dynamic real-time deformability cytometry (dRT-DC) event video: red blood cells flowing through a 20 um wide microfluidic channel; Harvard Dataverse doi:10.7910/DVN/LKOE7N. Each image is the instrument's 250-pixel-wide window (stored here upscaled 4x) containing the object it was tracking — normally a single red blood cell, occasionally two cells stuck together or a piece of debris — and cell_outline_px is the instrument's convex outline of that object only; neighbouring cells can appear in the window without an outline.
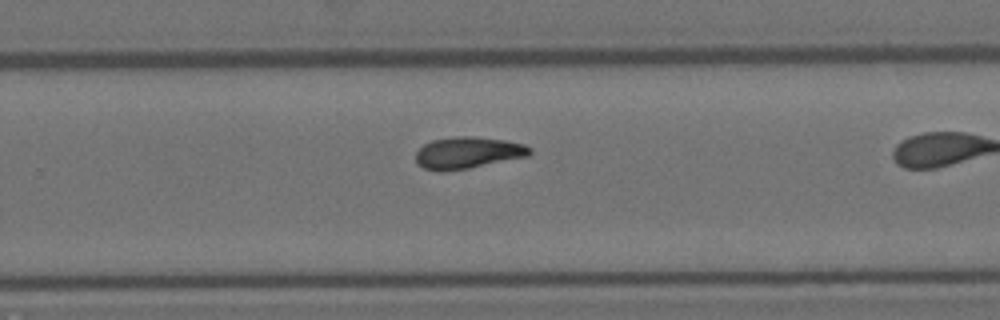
{"species": "Egyptian fruit bat (a non-hibernating species)", "species_latin": "Rousettus aegyptiacus", "temperature_condition": "room temperature", "stored_images_in_passage": 29, "camera_frame_rate_fps": 3000, "um_per_image_px": 0.085, "animal": {"sex": "female"}, "frame": {"image": 1, "passage_image": 16, "time_ms": 5.0, "image_size_px": [1000, 320], "cell_outline_px": [[532, 152], [528, 156], [468, 168], [444, 172], [424, 168], [416, 164], [416, 152], [424, 144], [432, 140], [456, 136], [472, 136], [504, 140], [524, 144], [532, 148]], "centroid_in_image_um": [39.75, 12.98], "position_along_channel_um": 290.0, "area_um2": 21.04}}
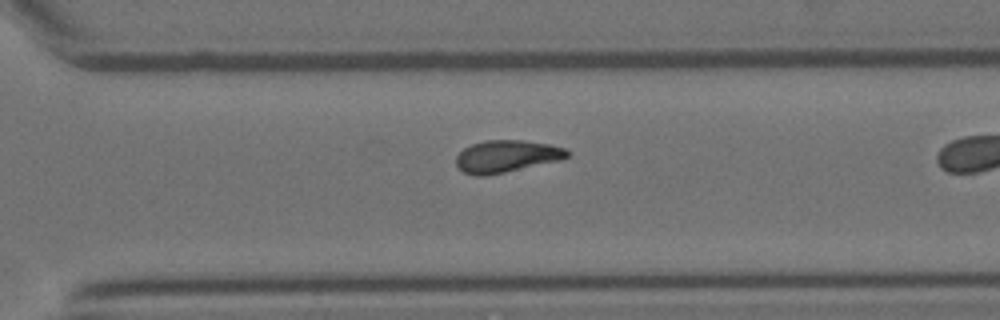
{"frame": {"image": 2, "passage_image": 19, "time_ms": 6.0, "image_size_px": [1000, 320], "cell_outline_px": [[572, 152], [568, 156], [560, 160], [504, 172], [484, 176], [476, 176], [464, 172], [456, 164], [456, 156], [464, 148], [472, 144], [484, 140], [524, 140], [548, 144], [564, 148]], "centroid_in_image_um": [43.05, 13.27], "position_along_channel_um": 327.5, "area_um2": 20.69}, "authors_computed_cell_mechanics": {"area_um2": 20.4034, "velocity_mm_per_s": 3.7376, "shape_relaxation_time_tau1_ms": 8.8374, "shape_relaxation_time_tau2_ms": 6.3819, "deformation_change_tau1": 0.2039, "deformation_change_tau2": 0.1317}}